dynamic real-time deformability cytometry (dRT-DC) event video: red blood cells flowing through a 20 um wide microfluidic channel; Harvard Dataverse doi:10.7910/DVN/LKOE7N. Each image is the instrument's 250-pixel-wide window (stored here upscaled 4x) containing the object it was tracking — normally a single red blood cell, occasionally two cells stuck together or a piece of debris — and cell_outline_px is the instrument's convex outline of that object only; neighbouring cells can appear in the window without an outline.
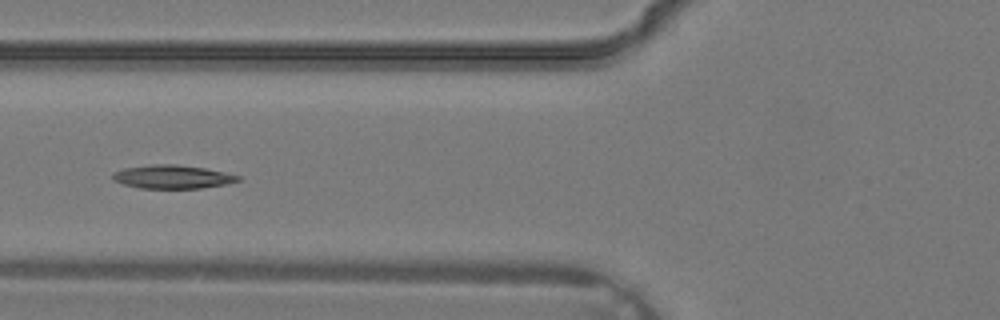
{"species": "common noctule bat (a hibernating species)", "species_latin": "Nyctalus noctula", "temperature_condition": "warm", "stored_images_in_passage": 3, "camera_frame_rate_fps": 3000, "um_per_image_px": 0.085, "animal": {"sex": "male", "body_mass_g": 19.2, "forearm_length_mm": 51.8}, "frame": {"image": 1, "passage_image": 3, "time_ms": 0.667, "image_size_px": [1000, 320], "cell_outline_px": [[240, 180], [224, 184], [200, 188], [140, 188], [124, 184], [112, 180], [112, 172], [124, 168], [152, 164], [176, 164], [204, 168], [224, 172], [240, 176]], "centroid_in_image_um": [14.61, 15.02], "position_along_channel_um": 111.2, "area_um2": 17.05}}